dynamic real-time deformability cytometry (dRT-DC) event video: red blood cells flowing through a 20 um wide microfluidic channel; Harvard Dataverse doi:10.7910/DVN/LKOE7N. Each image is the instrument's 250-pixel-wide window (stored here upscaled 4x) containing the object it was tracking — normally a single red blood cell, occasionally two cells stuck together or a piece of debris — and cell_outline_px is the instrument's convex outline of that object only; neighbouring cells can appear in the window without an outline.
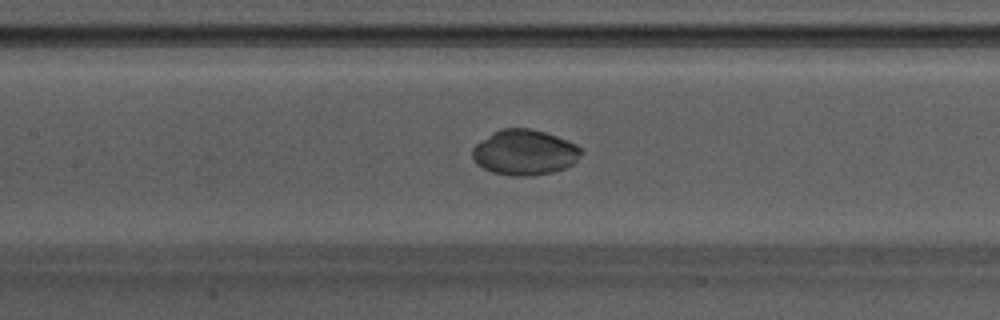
{"species": "Egyptian fruit bat (a non-hibernating species)", "species_latin": "Rousettus aegyptiacus", "temperature_condition": "warm", "stored_images_in_passage": 54, "camera_frame_rate_fps": 3000, "um_per_image_px": 0.085, "animal": {"sex": "male"}, "frame": {"image": 1, "passage_image": 24, "time_ms": 7.667, "image_size_px": [1000, 320], "cell_outline_px": [[584, 152], [572, 164], [564, 168], [552, 172], [532, 176], [512, 176], [492, 172], [476, 164], [472, 156], [472, 148], [476, 144], [492, 132], [500, 128], [532, 128], [556, 136], [576, 144]], "centroid_in_image_um": [44.57, 12.95], "position_along_channel_um": 162.8, "area_um2": 28.84}}
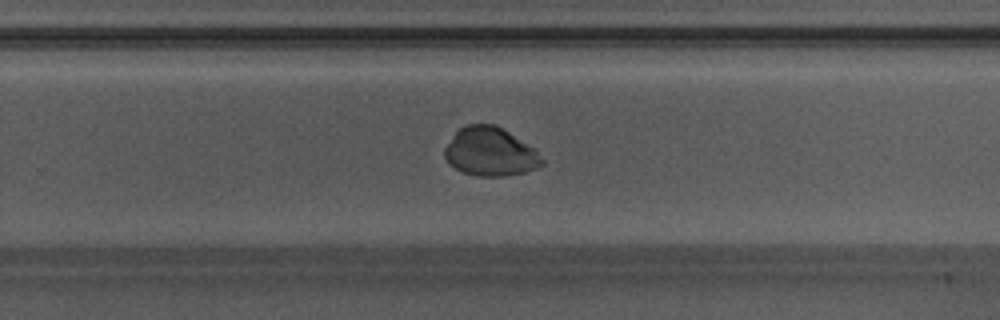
{"frame": {"image": 2, "passage_image": 34, "time_ms": 11.0, "image_size_px": [1000, 320], "cell_outline_px": [[544, 164], [536, 168], [524, 172], [504, 176], [476, 176], [464, 172], [456, 168], [444, 156], [444, 148], [456, 132], [460, 128], [468, 124], [496, 124], [532, 148], [544, 160]], "centroid_in_image_um": [41.66, 12.9], "position_along_channel_um": 288.1, "area_um2": 27.05}}
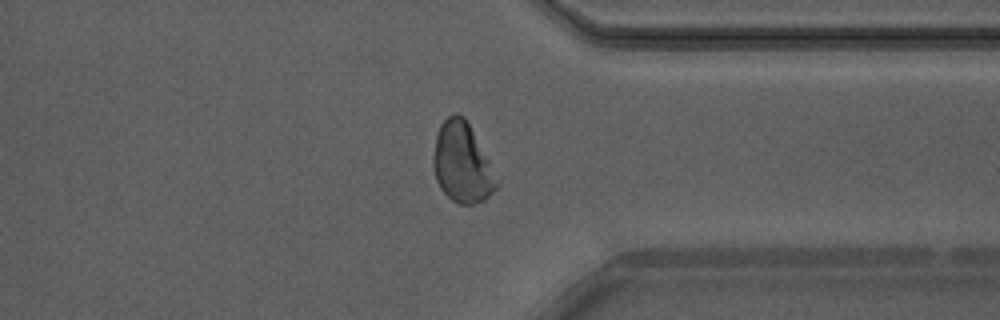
{"frame": {"image": 3, "passage_image": 41, "time_ms": 13.333, "image_size_px": [1000, 320], "cell_outline_px": [[500, 184], [484, 200], [472, 204], [460, 204], [452, 200], [440, 188], [436, 180], [432, 164], [432, 156], [436, 136], [440, 124], [448, 116], [456, 112], [464, 116], [488, 160]], "centroid_in_image_um": [39.25, 13.84], "position_along_channel_um": 372.2, "area_um2": 29.25}}